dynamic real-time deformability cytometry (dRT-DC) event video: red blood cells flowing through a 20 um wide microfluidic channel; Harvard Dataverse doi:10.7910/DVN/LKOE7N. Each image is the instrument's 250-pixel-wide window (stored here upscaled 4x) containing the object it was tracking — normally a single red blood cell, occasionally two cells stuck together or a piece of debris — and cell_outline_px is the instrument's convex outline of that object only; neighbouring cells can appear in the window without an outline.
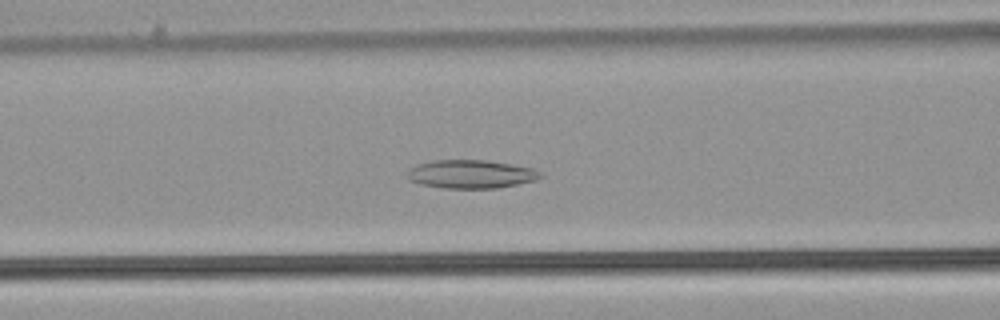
{"species": "common noctule bat (a hibernating species)", "species_latin": "Nyctalus noctula", "temperature_condition": "warm", "stored_images_in_passage": 38, "camera_frame_rate_fps": 3000, "um_per_image_px": 0.085, "animal": {"sex": "male", "body_mass_g": 21.5, "forearm_length_mm": 52.0}, "frame": {"image": 1, "passage_image": 8, "time_ms": 2.333, "image_size_px": [1000, 320], "cell_outline_px": [[544, 176], [536, 180], [496, 188], [444, 188], [420, 184], [408, 180], [408, 172], [416, 164], [432, 160], [488, 160], [512, 164], [532, 168], [540, 172]], "centroid_in_image_um": [40.03, 14.79], "position_along_channel_um": 126.6, "area_um2": 22.02}}
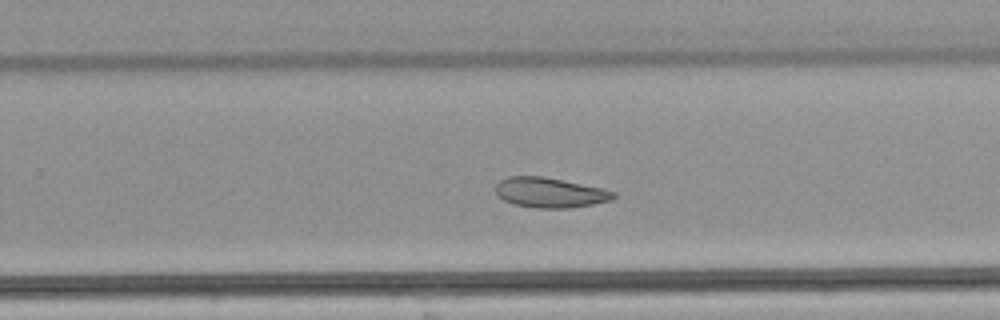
{"frame": {"image": 2, "passage_image": 20, "time_ms": 6.333, "image_size_px": [1000, 320], "cell_outline_px": [[616, 196], [612, 200], [592, 204], [568, 208], [536, 208], [516, 204], [504, 200], [496, 196], [496, 184], [500, 180], [508, 176], [540, 176], [604, 188], [616, 192]], "centroid_in_image_um": [46.75, 16.37], "position_along_channel_um": 283.1, "area_um2": 20.58}}
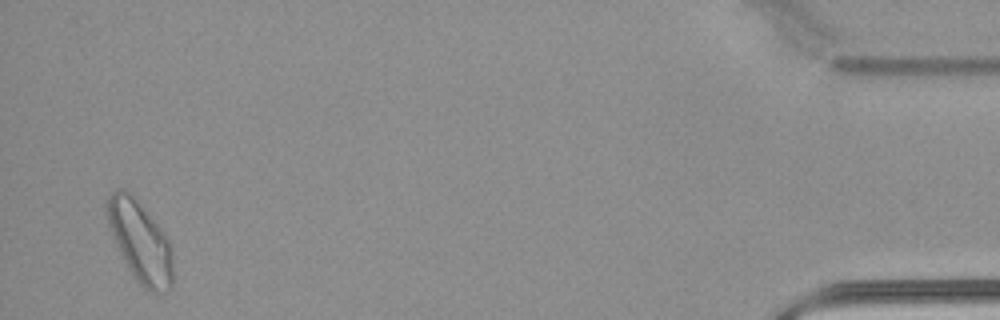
{"frame": {"image": 3, "passage_image": 37, "time_ms": 12.0, "image_size_px": [1000, 320], "cell_outline_px": [[172, 288], [164, 292], [148, 292], [140, 284], [128, 268], [120, 256], [112, 236], [108, 224], [104, 208], [104, 200], [112, 192], [120, 188], [124, 188], [132, 192], [168, 240], [172, 260]], "centroid_in_image_um": [11.85, 20.5], "position_along_channel_um": 423.4, "area_um2": 31.21}}